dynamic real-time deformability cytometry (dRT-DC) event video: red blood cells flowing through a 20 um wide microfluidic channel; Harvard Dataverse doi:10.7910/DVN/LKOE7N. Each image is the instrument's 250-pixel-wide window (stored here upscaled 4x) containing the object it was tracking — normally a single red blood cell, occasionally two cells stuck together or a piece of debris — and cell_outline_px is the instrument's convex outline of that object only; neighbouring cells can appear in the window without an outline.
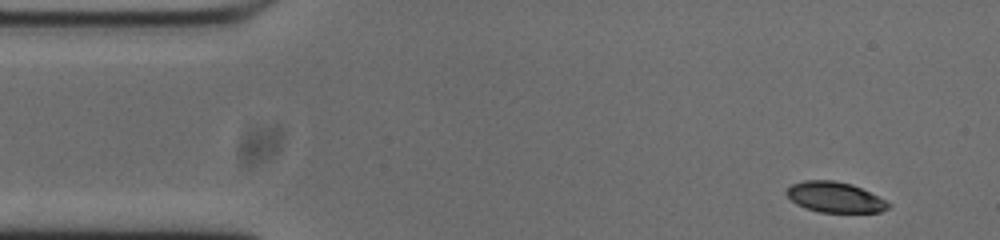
{"species": "common noctule bat (a hibernating species)", "species_latin": "Nyctalus noctula", "temperature_condition": "cold", "stored_images_in_passage": 53, "camera_frame_rate_fps": 3000, "um_per_image_px": 0.085, "animal": {"sex": "male", "body_mass_g": 20.0, "forearm_length_mm": 53.3}, "frame": {"image": 1, "passage_image": 3, "time_ms": 0.667, "image_size_px": [1000, 240], "cell_outline_px": [[892, 204], [888, 208], [880, 212], [820, 212], [804, 208], [796, 204], [784, 192], [792, 184], [804, 180], [832, 180], [852, 184]], "centroid_in_image_um": [70.93, 16.76], "position_along_channel_um": 14.1, "area_um2": 17.92}}
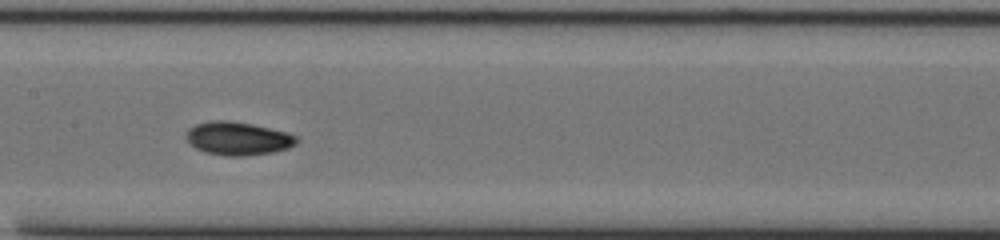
{"frame": {"image": 2, "passage_image": 24, "time_ms": 7.667, "image_size_px": [1000, 240], "cell_outline_px": [[300, 140], [296, 144], [288, 148], [272, 152], [244, 156], [224, 156], [204, 152], [196, 148], [184, 136], [188, 128], [196, 124], [212, 120], [228, 120], [252, 124], [288, 132], [296, 136]], "centroid_in_image_um": [20.22, 11.77], "position_along_channel_um": 187.2, "area_um2": 21.56}}
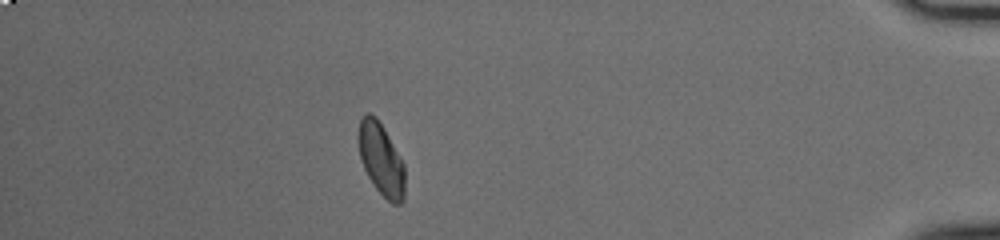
{"frame": {"image": 3, "passage_image": 46, "time_ms": 15.0, "image_size_px": [1000, 240], "cell_outline_px": [[404, 200], [400, 204], [392, 204], [376, 188], [368, 176], [364, 168], [360, 156], [356, 136], [360, 120], [368, 112], [376, 116], [384, 128], [404, 164]], "centroid_in_image_um": [32.38, 13.52], "position_along_channel_um": 402.8, "area_um2": 19.54}, "authors_computed_cell_mechanics": {"area_um2": 19.5942, "velocity_mm_per_s": 3.7241, "shape_relaxation_time_tau1_ms": 3.3898, "shape_relaxation_time_tau2_ms": 2.1465, "deformation_change_tau1": 0.1117, "deformation_change_tau2": 0.0512}}